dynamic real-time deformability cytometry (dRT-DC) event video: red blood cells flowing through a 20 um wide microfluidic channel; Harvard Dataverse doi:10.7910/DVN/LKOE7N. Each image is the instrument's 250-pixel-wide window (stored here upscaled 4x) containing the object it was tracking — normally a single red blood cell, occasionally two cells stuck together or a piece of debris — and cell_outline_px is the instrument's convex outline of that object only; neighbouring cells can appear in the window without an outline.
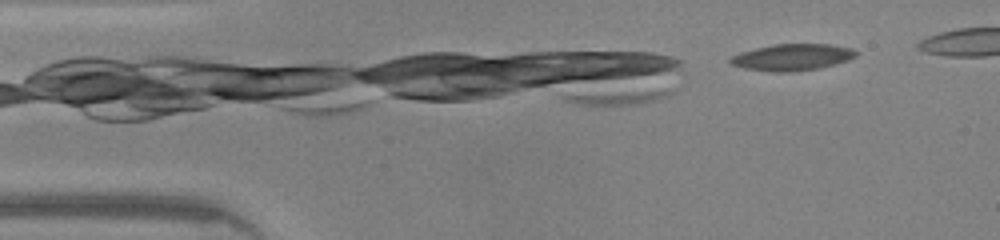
{"species": "common noctule bat (a hibernating species)", "species_latin": "Nyctalus noctula", "temperature_condition": "warm", "stored_images_in_passage": 5, "camera_frame_rate_fps": 3000, "um_per_image_px": 0.085, "animal": {"sex": "male", "body_mass_g": 20.0, "forearm_length_mm": 53.3}, "frame": {"image": 1, "passage_image": 2, "time_ms": 0.333, "image_size_px": [1000, 240], "cell_outline_px": [[856, 56], [848, 60], [820, 68], [792, 72], [776, 72], [744, 68], [732, 64], [728, 60], [732, 56], [740, 52], [756, 48], [776, 44], [832, 44], [852, 48], [856, 52]], "centroid_in_image_um": [67.35, 4.86], "position_along_channel_um": 17.7, "area_um2": 19.36}}